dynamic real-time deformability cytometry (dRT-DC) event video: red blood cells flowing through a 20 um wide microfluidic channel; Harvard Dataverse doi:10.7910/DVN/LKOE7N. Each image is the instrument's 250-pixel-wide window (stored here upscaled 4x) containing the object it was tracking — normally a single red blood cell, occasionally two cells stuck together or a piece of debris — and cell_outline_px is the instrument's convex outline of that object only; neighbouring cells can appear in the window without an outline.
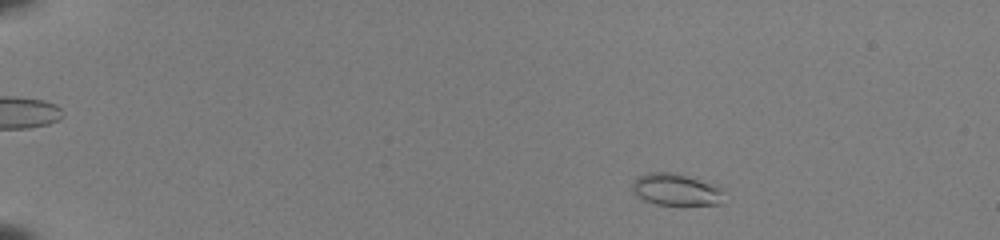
{"species": "common noctule bat (a hibernating species)", "species_latin": "Nyctalus noctula", "temperature_condition": "room temperature", "stored_images_in_passage": 27, "camera_frame_rate_fps": 3000, "um_per_image_px": 0.085, "animal": {"sex": "female", "body_mass_g": 22.0, "forearm_length_mm": 56.7}, "frame": {"image": 1, "passage_image": 6, "time_ms": 1.667, "image_size_px": [1000, 240], "cell_outline_px": [[724, 188], [720, 204], [656, 204], [644, 200], [632, 188], [632, 184], [636, 176], [648, 172], [676, 172], [716, 184]], "centroid_in_image_um": [57.48, 16.08], "position_along_channel_um": 27.5, "area_um2": 17.05}}